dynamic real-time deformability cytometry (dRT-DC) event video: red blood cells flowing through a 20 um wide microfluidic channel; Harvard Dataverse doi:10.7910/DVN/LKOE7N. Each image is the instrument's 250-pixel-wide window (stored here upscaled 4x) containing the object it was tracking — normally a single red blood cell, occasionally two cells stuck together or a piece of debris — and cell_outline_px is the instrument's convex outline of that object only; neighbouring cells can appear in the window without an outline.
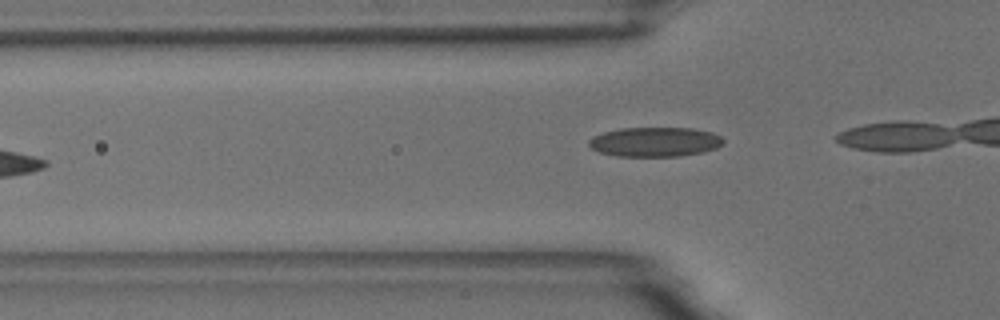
{"species": "common noctule bat (a hibernating species)", "species_latin": "Nyctalus noctula", "temperature_condition": "room temperature", "stored_images_in_passage": 8, "camera_frame_rate_fps": 3000, "um_per_image_px": 0.085, "animal": {"sex": "male", "body_mass_g": 18.8}, "frame": {"image": 1, "passage_image": 3, "time_ms": 0.667, "image_size_px": [1000, 320], "cell_outline_px": [[724, 144], [716, 148], [704, 152], [676, 156], [616, 156], [600, 152], [592, 148], [588, 144], [588, 140], [592, 136], [604, 132], [620, 128], [692, 128], [712, 132], [720, 136], [724, 140]], "centroid_in_image_um": [55.67, 12.06], "position_along_channel_um": 70.1, "area_um2": 23.18}}